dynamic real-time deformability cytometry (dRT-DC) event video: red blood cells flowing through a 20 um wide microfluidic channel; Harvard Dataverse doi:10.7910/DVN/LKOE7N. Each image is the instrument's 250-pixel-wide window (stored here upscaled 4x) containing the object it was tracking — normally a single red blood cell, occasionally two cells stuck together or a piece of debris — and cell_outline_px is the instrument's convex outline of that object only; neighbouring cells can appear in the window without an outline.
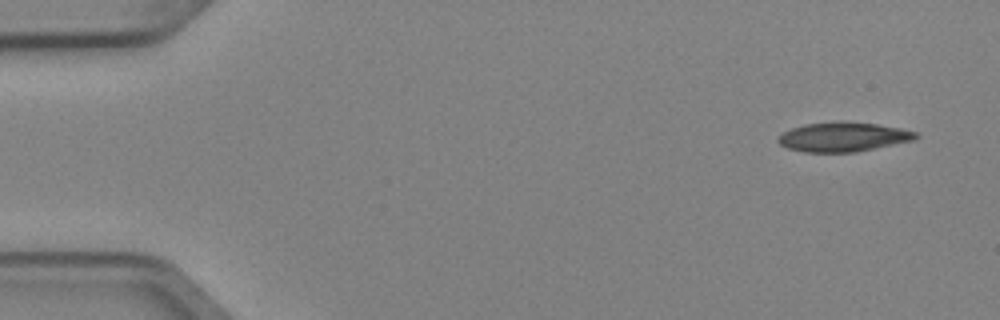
{"species": "Egyptian fruit bat (a non-hibernating species)", "species_latin": "Rousettus aegyptiacus", "temperature_condition": "cold", "stored_images_in_passage": 4, "camera_frame_rate_fps": 3000, "um_per_image_px": 0.085, "animal": {"sex": "female"}, "frame": {"image": 1, "passage_image": 1, "time_ms": 0.0, "image_size_px": [1000, 320], "cell_outline_px": [[920, 136], [916, 140], [856, 152], [804, 152], [788, 148], [780, 144], [776, 140], [784, 132], [792, 128], [804, 124], [876, 124], [900, 128], [916, 132]], "centroid_in_image_um": [71.71, 11.68], "position_along_channel_um": 13.3, "area_um2": 22.72}}
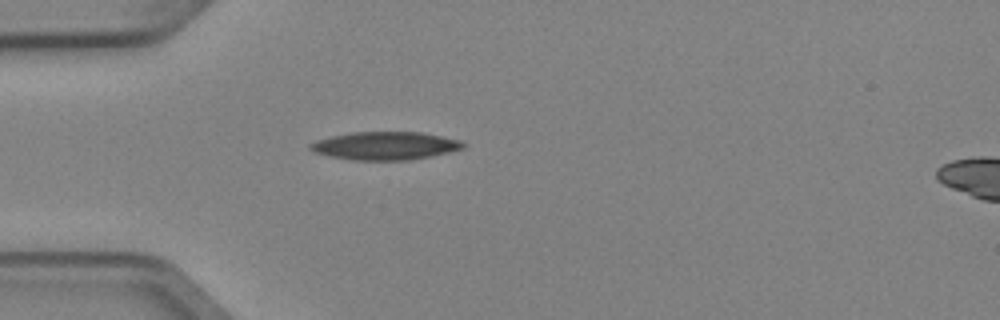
{"frame": {"image": 2, "passage_image": 4, "time_ms": 1.0, "image_size_px": [1000, 320], "cell_outline_px": [[468, 144], [464, 148], [432, 156], [408, 160], [352, 160], [312, 152], [308, 148], [308, 144], [316, 140], [332, 136], [352, 132], [420, 132], [460, 140]], "centroid_in_image_um": [32.73, 12.39], "position_along_channel_um": 52.3, "area_um2": 25.03}}